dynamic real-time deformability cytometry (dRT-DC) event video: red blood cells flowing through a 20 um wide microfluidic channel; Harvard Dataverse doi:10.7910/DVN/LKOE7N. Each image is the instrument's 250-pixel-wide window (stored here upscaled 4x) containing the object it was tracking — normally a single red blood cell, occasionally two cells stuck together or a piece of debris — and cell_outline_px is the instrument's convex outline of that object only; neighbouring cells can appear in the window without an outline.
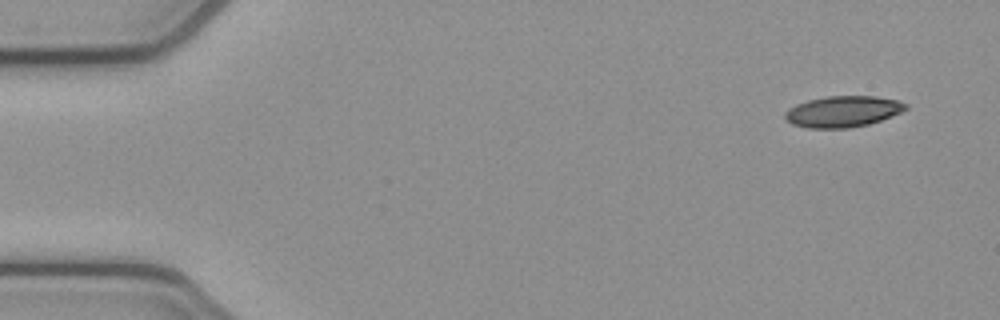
{"species": "common noctule bat (a hibernating species)", "species_latin": "Nyctalus noctula", "temperature_condition": "cold", "stored_images_in_passage": 6, "camera_frame_rate_fps": 3000, "um_per_image_px": 0.085, "animal": {"sex": "female", "body_mass_g": 21.9}, "frame": {"image": 1, "passage_image": 1, "time_ms": 0.0, "image_size_px": [1000, 320], "cell_outline_px": [[908, 108], [892, 116], [868, 124], [848, 128], [808, 128], [792, 124], [784, 116], [784, 112], [788, 108], [796, 104], [808, 100], [828, 96], [876, 96], [896, 100], [908, 104]], "centroid_in_image_um": [71.63, 9.47], "position_along_channel_um": 13.4, "area_um2": 21.85}}
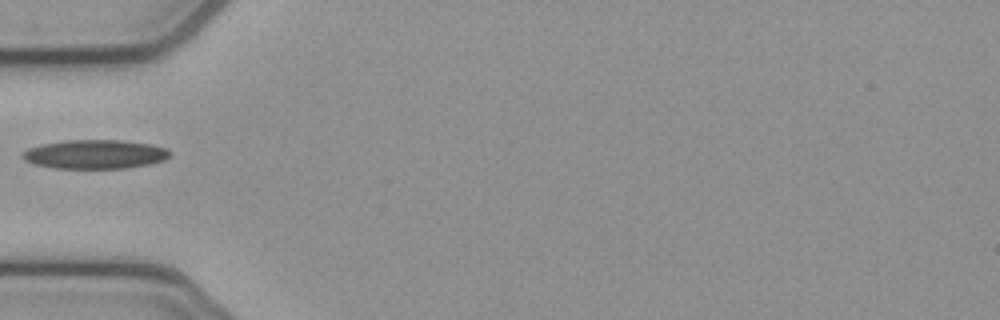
{"frame": {"image": 2, "passage_image": 5, "time_ms": 1.333, "image_size_px": [1000, 320], "cell_outline_px": [[172, 152], [164, 160], [148, 164], [124, 168], [56, 168], [36, 164], [24, 160], [20, 156], [28, 148], [40, 144], [68, 140], [120, 140], [152, 144], [168, 148]], "centroid_in_image_um": [8.09, 13.1], "position_along_channel_um": 76.9, "area_um2": 24.85}}
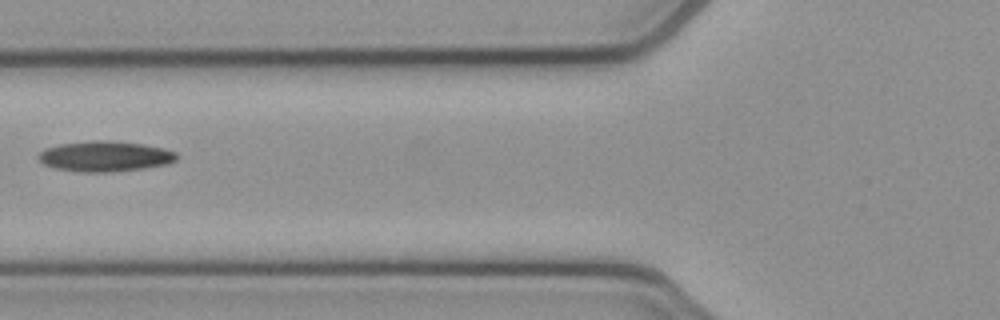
{"frame": {"image": 3, "passage_image": 6, "time_ms": 1.667, "image_size_px": [1000, 320], "cell_outline_px": [[176, 160], [168, 164], [144, 168], [112, 172], [76, 172], [56, 168], [44, 164], [36, 156], [44, 148], [60, 144], [92, 140], [108, 140], [144, 144], [164, 148], [176, 152]], "centroid_in_image_um": [8.91, 13.28], "position_along_channel_um": 116.9, "area_um2": 24.68}}